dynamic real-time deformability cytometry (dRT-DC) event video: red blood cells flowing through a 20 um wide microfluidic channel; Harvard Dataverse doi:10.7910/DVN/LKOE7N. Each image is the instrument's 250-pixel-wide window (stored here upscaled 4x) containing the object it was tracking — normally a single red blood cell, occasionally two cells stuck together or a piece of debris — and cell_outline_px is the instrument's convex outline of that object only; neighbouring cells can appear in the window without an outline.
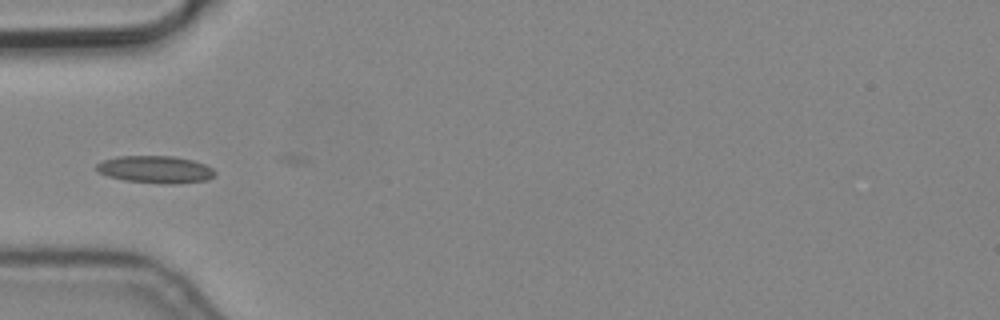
{"species": "common noctule bat (a hibernating species)", "species_latin": "Nyctalus noctula", "temperature_condition": "cold", "stored_images_in_passage": 8, "camera_frame_rate_fps": 3000, "um_per_image_px": 0.085, "animal": {"sex": "male", "body_mass_g": 19.2, "forearm_length_mm": 51.8}, "frame": {"image": 1, "passage_image": 3, "time_ms": 0.667, "image_size_px": [1000, 320], "cell_outline_px": [[216, 176], [208, 180], [168, 184], [164, 184], [124, 180], [108, 176], [100, 172], [96, 168], [96, 164], [104, 160], [120, 156], [172, 156], [192, 160], [204, 164], [212, 168], [216, 172]], "centroid_in_image_um": [13.25, 14.4], "position_along_channel_um": 71.8, "area_um2": 18.73}}
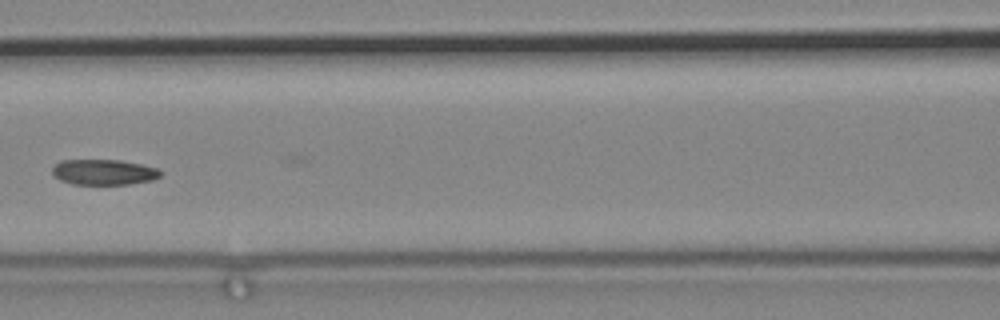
{"frame": {"image": 2, "passage_image": 5, "time_ms": 1.333, "image_size_px": [1000, 320], "cell_outline_px": [[160, 176], [152, 180], [128, 184], [72, 184], [60, 180], [52, 172], [52, 168], [60, 160], [120, 160], [160, 168]], "centroid_in_image_um": [8.82, 14.62], "position_along_channel_um": 157.8, "area_um2": 16.01}}
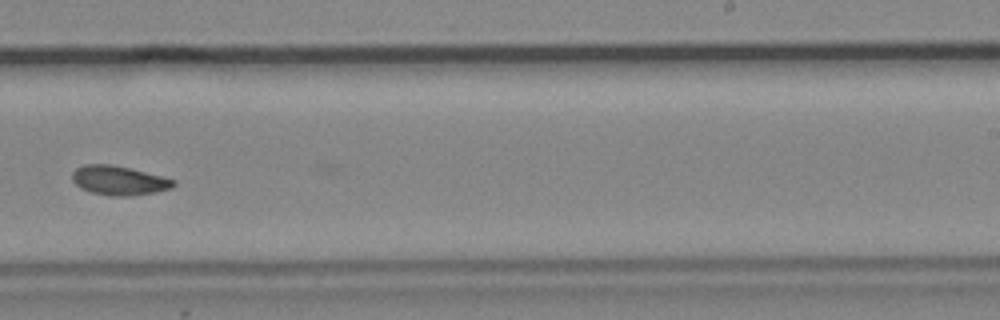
{"frame": {"image": 3, "passage_image": 8, "time_ms": 2.333, "image_size_px": [1000, 320], "cell_outline_px": [[176, 184], [172, 188], [132, 196], [108, 196], [92, 192], [80, 188], [72, 180], [72, 172], [76, 168], [84, 164], [112, 164], [176, 180]], "centroid_in_image_um": [10.07, 15.34], "position_along_channel_um": 278.9, "area_um2": 17.17}}